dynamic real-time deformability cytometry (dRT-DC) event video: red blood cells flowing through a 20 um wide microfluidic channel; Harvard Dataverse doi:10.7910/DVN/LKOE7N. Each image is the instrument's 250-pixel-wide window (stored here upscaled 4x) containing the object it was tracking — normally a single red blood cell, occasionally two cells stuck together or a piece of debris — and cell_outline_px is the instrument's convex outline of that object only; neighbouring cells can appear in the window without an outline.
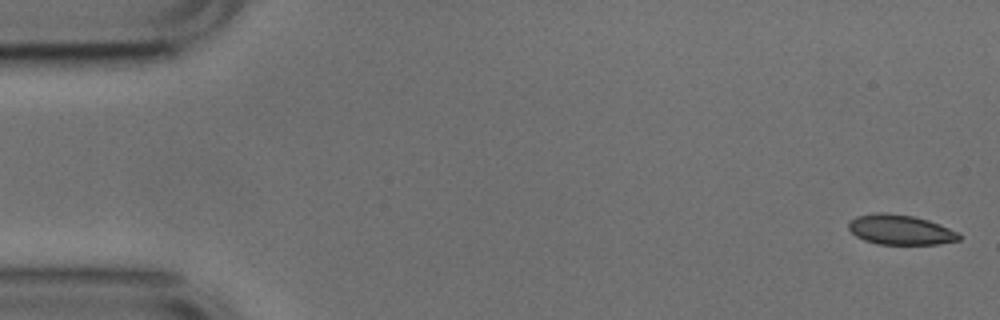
{"species": "common noctule bat (a hibernating species)", "species_latin": "Nyctalus noctula", "temperature_condition": "cold", "stored_images_in_passage": 52, "camera_frame_rate_fps": 3000, "um_per_image_px": 0.085, "animal": {"sex": "male", "body_mass_g": 17.9, "forearm_length_mm": 54.2}, "frame": {"image": 1, "passage_image": 1, "time_ms": 0.0, "image_size_px": [1000, 320], "cell_outline_px": [[960, 240], [940, 244], [876, 244], [864, 240], [856, 236], [848, 228], [848, 224], [856, 216], [876, 212], [888, 212], [912, 216], [928, 220], [940, 224], [960, 232]], "centroid_in_image_um": [76.55, 19.53], "position_along_channel_um": 8.5, "area_um2": 19.42}}
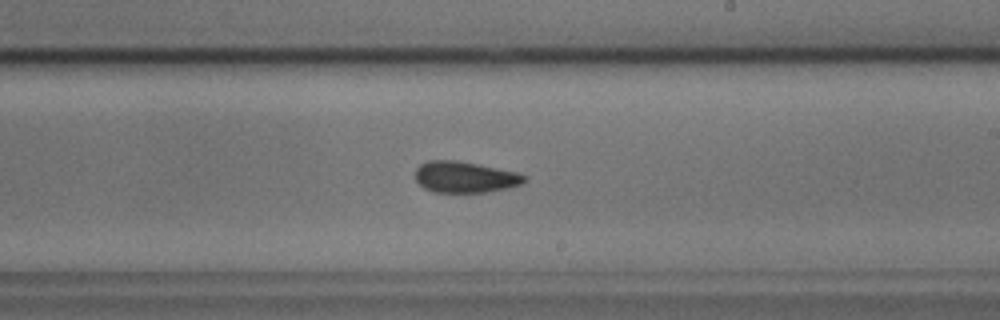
{"frame": {"image": 2, "passage_image": 30, "time_ms": 9.667, "image_size_px": [1000, 320], "cell_outline_px": [[528, 180], [520, 184], [508, 188], [488, 192], [432, 192], [424, 188], [416, 180], [416, 168], [420, 164], [428, 160], [456, 160], [520, 172], [528, 176]], "centroid_in_image_um": [39.56, 15.05], "position_along_channel_um": 249.4, "area_um2": 20.06}}
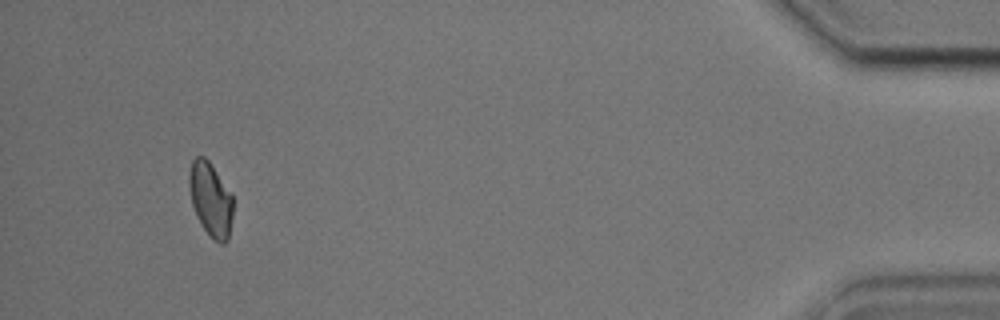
{"frame": {"image": 3, "passage_image": 49, "time_ms": 16.0, "image_size_px": [1000, 320], "cell_outline_px": [[232, 216], [228, 240], [224, 244], [220, 244], [212, 240], [200, 224], [196, 216], [192, 204], [188, 188], [188, 176], [192, 160], [196, 156], [204, 156], [208, 160], [232, 196]], "centroid_in_image_um": [17.87, 16.98], "position_along_channel_um": 417.3, "area_um2": 18.96}, "authors_computed_cell_mechanics": {"area_um2": 19.941, "velocity_mm_per_s": 3.7821, "shape_relaxation_time_tau1_ms": 3.6361, "shape_relaxation_time_tau2_ms": 1.8969, "deformation_change_tau1": 0.0793, "deformation_change_tau2": 0.0745}}